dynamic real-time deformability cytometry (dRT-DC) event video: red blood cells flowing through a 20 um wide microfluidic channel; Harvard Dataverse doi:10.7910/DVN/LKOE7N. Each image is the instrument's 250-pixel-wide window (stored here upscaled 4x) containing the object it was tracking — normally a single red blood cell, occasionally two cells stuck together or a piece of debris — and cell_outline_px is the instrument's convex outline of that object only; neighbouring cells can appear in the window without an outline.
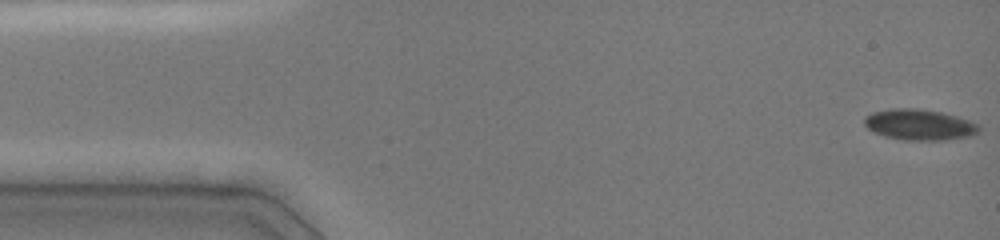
{"species": "common noctule bat (a hibernating species)", "species_latin": "Nyctalus noctula", "temperature_condition": "cold", "stored_images_in_passage": 63, "camera_frame_rate_fps": 3000, "um_per_image_px": 0.085, "animal": {"sex": "female", "body_mass_g": 19.0, "forearm_length_mm": 51.5}, "frame": {"image": 1, "passage_image": 1, "time_ms": 0.0, "image_size_px": [1000, 240], "cell_outline_px": [[980, 128], [976, 132], [968, 136], [944, 140], [904, 140], [884, 136], [872, 132], [864, 124], [864, 116], [872, 112], [892, 108], [916, 108], [940, 112], [956, 116], [980, 124]], "centroid_in_image_um": [78.1, 10.59], "position_along_channel_um": 6.9, "area_um2": 20.58}}
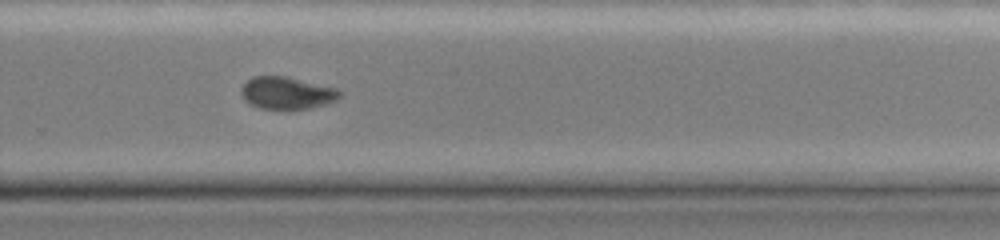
{"frame": {"image": 2, "passage_image": 45, "time_ms": 10.333, "image_size_px": [1000, 240], "cell_outline_px": [[344, 92], [336, 100], [324, 104], [308, 108], [260, 108], [244, 100], [240, 92], [240, 88], [252, 76], [284, 76], [336, 88]], "centroid_in_image_um": [24.37, 7.89], "position_along_channel_um": 305.4, "area_um2": 18.21}}
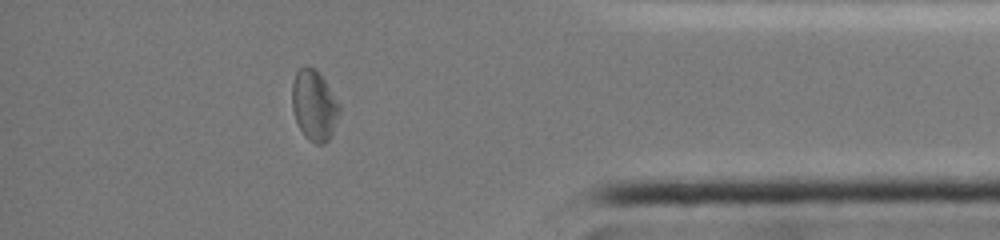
{"frame": {"image": 3, "passage_image": 57, "time_ms": 13.333, "image_size_px": [1000, 240], "cell_outline_px": [[340, 112], [332, 132], [328, 140], [324, 144], [316, 144], [308, 140], [304, 136], [296, 120], [292, 108], [292, 84], [296, 72], [300, 68], [316, 68], [340, 104]], "centroid_in_image_um": [26.7, 8.98], "position_along_channel_um": 408.5, "area_um2": 19.25}, "authors_computed_cell_mechanics": {"area_um2": 20.1722, "velocity_mm_per_s": 4.035, "shape_relaxation_time_tau1_ms": null, "shape_relaxation_time_tau2_ms": 2.7086, "deformation_change_tau1": null, "deformation_change_tau2": 0.0451}}